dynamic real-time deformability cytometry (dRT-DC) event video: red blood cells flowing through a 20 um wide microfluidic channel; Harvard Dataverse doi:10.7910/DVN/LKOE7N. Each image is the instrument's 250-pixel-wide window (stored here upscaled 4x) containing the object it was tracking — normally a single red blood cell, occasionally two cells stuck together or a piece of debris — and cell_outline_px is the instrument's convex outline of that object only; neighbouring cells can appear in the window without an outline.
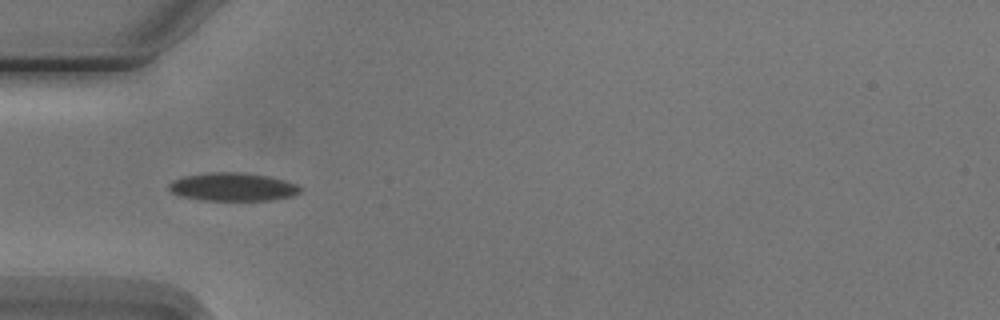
{"species": "Egyptian fruit bat (a non-hibernating species)", "species_latin": "Rousettus aegyptiacus", "temperature_condition": "cold", "stored_images_in_passage": 6, "camera_frame_rate_fps": 3000, "um_per_image_px": 0.085, "animal": {"sex": "male"}, "frame": {"image": 1, "passage_image": 5, "time_ms": 4.667, "image_size_px": [1000, 320], "cell_outline_px": [[300, 192], [292, 196], [272, 200], [200, 200], [180, 196], [172, 192], [168, 188], [168, 184], [172, 180], [184, 176], [212, 172], [244, 172], [268, 176], [284, 180], [296, 184], [300, 188]], "centroid_in_image_um": [19.76, 15.88], "position_along_channel_um": 65.2, "area_um2": 21.62}}
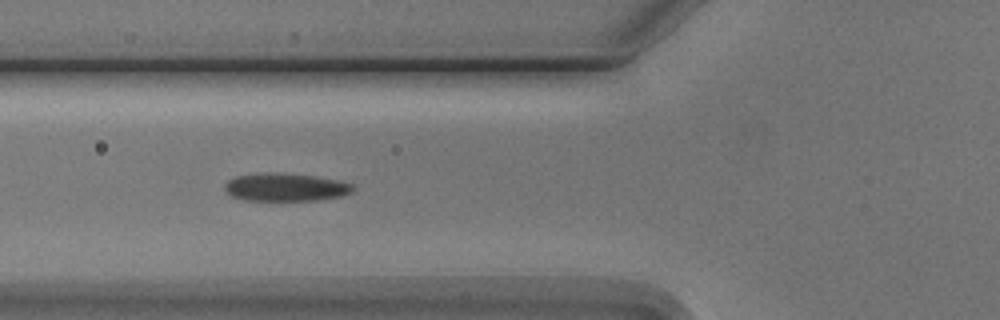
{"frame": {"image": 2, "passage_image": 6, "time_ms": 5.667, "image_size_px": [1000, 320], "cell_outline_px": [[356, 188], [352, 192], [340, 196], [320, 200], [244, 200], [232, 196], [224, 192], [224, 184], [228, 180], [236, 176], [256, 172], [276, 172], [312, 176], [340, 180], [352, 184]], "centroid_in_image_um": [24.24, 15.9], "position_along_channel_um": 101.6, "area_um2": 21.15}}